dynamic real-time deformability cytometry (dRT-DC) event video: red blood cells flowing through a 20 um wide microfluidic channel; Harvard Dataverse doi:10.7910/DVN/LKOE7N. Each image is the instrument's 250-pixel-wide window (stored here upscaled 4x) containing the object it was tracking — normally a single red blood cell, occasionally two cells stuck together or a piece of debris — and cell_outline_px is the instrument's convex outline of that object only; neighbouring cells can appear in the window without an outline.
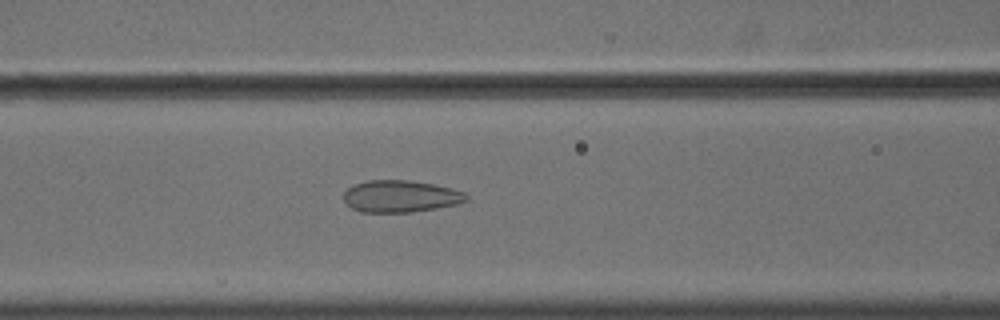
{"species": "common noctule bat (a hibernating species)", "species_latin": "Nyctalus noctula", "temperature_condition": "cold", "stored_images_in_passage": 57, "camera_frame_rate_fps": 3000, "um_per_image_px": 0.085, "animal": {"sex": "male", "body_mass_g": 18.8}, "frame": {"image": 1, "passage_image": 25, "time_ms": 8.0, "image_size_px": [1000, 320], "cell_outline_px": [[468, 200], [456, 204], [436, 208], [408, 212], [360, 212], [352, 208], [344, 200], [344, 192], [352, 184], [368, 180], [408, 180], [432, 184], [452, 188], [468, 192]], "centroid_in_image_um": [34.05, 16.67], "position_along_channel_um": 132.5, "area_um2": 22.89}}
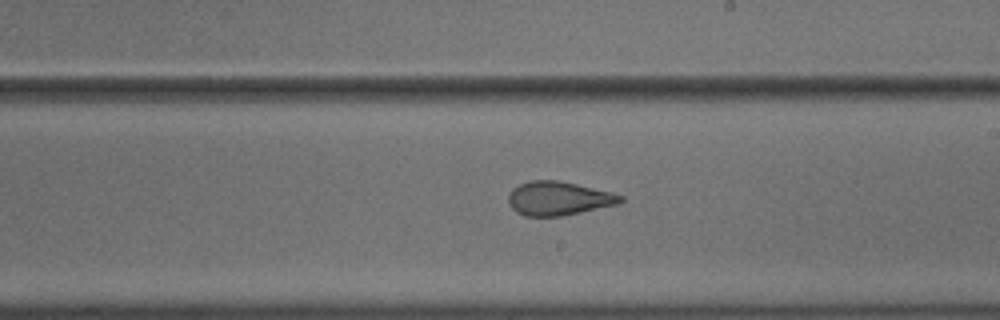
{"frame": {"image": 2, "passage_image": 34, "time_ms": 11.0, "image_size_px": [1000, 320], "cell_outline_px": [[624, 200], [620, 204], [560, 216], [524, 216], [516, 212], [512, 208], [508, 200], [508, 196], [512, 188], [528, 180], [556, 180], [576, 184], [612, 192], [624, 196]], "centroid_in_image_um": [47.48, 16.86], "position_along_channel_um": 241.5, "area_um2": 22.14}}
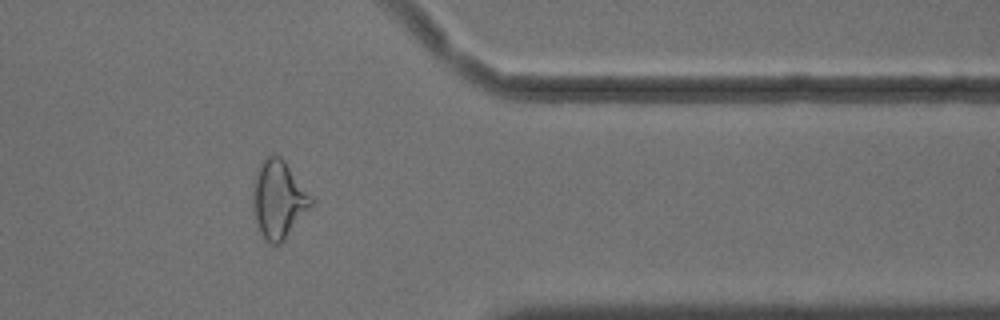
{"frame": {"image": 3, "passage_image": 47, "time_ms": 15.333, "image_size_px": [1000, 320], "cell_outline_px": [[312, 204], [284, 240], [280, 244], [272, 244], [260, 232], [256, 220], [252, 204], [252, 192], [256, 172], [260, 164], [268, 156], [280, 156], [284, 160], [312, 196]], "centroid_in_image_um": [23.66, 16.94], "position_along_channel_um": 387.7, "area_um2": 25.84}, "authors_computed_cell_mechanics": {"area_um2": 27.2238, "velocity_mm_per_s": 3.6262, "shape_relaxation_time_tau1_ms": null, "shape_relaxation_time_tau2_ms": 1.1216, "deformation_change_tau1": null, "deformation_change_tau2": 0.0764}}